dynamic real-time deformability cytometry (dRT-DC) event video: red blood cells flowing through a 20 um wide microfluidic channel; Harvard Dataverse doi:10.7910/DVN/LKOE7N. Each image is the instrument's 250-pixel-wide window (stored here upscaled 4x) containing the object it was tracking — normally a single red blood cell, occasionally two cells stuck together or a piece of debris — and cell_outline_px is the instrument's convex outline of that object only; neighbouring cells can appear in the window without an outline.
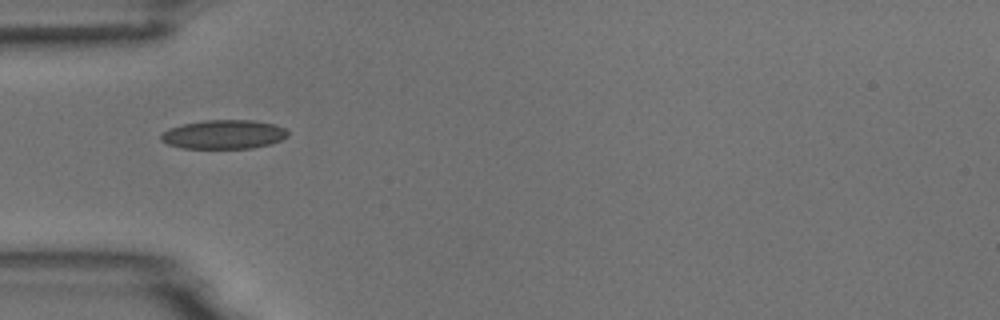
{"species": "common noctule bat (a hibernating species)", "species_latin": "Nyctalus noctula", "temperature_condition": "room temperature", "stored_images_in_passage": 1, "camera_frame_rate_fps": 3000, "um_per_image_px": 0.085, "animal": {"sex": "male", "body_mass_g": 18.8}, "frame": {"image": 1, "passage_image": 1, "time_ms": 0.0, "image_size_px": [1000, 320], "cell_outline_px": [[288, 136], [272, 144], [252, 148], [184, 148], [168, 144], [160, 140], [160, 136], [168, 128], [184, 124], [204, 120], [252, 120], [276, 124], [284, 128], [288, 132]], "centroid_in_image_um": [19.04, 11.42], "position_along_channel_um": 66.0, "area_um2": 21.44}}